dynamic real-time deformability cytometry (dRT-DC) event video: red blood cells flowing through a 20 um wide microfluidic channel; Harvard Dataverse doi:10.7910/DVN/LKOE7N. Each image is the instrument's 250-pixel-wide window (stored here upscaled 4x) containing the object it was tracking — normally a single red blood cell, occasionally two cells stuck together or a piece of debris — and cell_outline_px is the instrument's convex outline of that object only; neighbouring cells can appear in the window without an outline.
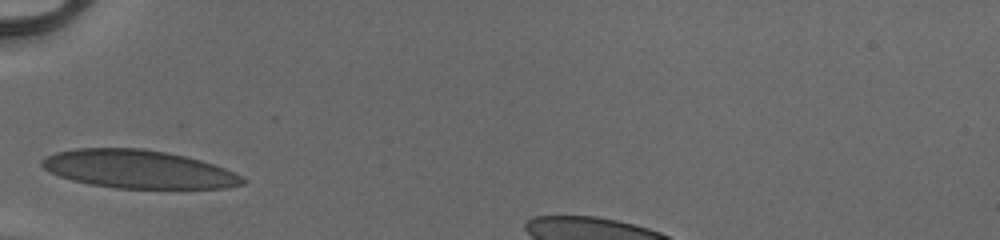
{"species": "human", "species_latin": "Homo sapiens", "temperature_condition": "cold", "stored_images_in_passage": 30, "camera_frame_rate_fps": 3000, "um_per_image_px": 0.085, "donor": {"sex": "male"}, "frame": {"image": 1, "passage_image": 1, "time_ms": 0.0, "image_size_px": [1000, 240], "cell_outline_px": [[248, 180], [244, 184], [224, 188], [116, 188], [92, 184], [72, 180], [48, 172], [40, 164], [40, 160], [56, 152], [76, 148], [144, 148], [168, 152], [200, 160], [236, 172], [244, 176]], "centroid_in_image_um": [11.78, 14.38], "position_along_channel_um": 73.2, "area_um2": 44.74}}
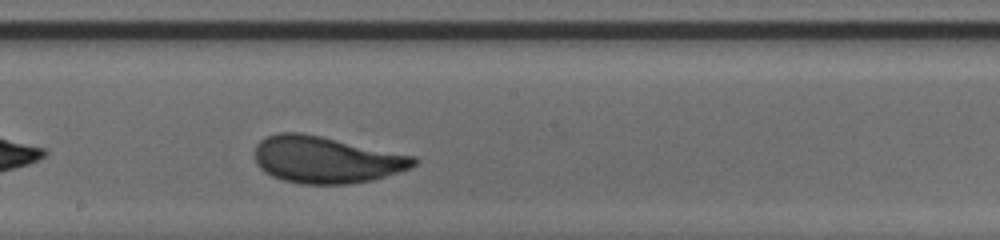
{"frame": {"image": 2, "passage_image": 12, "time_ms": 3.667, "image_size_px": [1000, 240], "cell_outline_px": [[420, 160], [412, 168], [372, 180], [348, 184], [300, 184], [284, 180], [272, 176], [264, 172], [256, 164], [256, 144], [260, 140], [276, 132], [300, 132], [320, 136], [416, 156]], "centroid_in_image_um": [27.73, 13.58], "position_along_channel_um": 220.5, "area_um2": 43.47}}
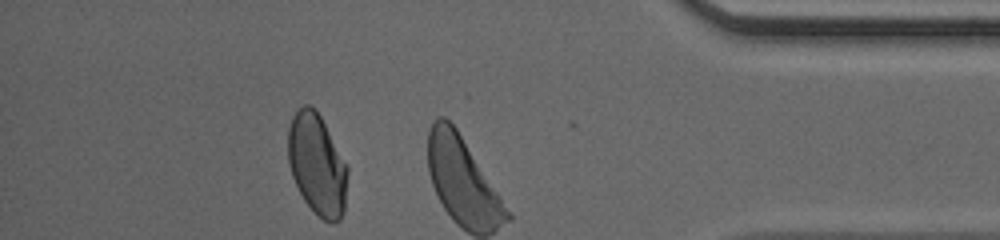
{"frame": {"image": 3, "passage_image": 26, "time_ms": 8.333, "image_size_px": [1000, 240], "cell_outline_px": [[348, 172], [344, 212], [340, 220], [332, 224], [324, 220], [304, 200], [292, 176], [288, 164], [288, 128], [292, 116], [304, 104], [308, 104], [320, 116], [348, 168]], "centroid_in_image_um": [26.95, 14.01], "position_along_channel_um": 408.3, "area_um2": 34.68}, "authors_computed_cell_mechanics": {"area_um2": 42.1362, "velocity_mm_per_s": 4.0862, "shape_relaxation_time_tau1_ms": 3.792, "shape_relaxation_time_tau2_ms": null, "deformation_change_tau1": 0.1777, "deformation_change_tau2": null}}